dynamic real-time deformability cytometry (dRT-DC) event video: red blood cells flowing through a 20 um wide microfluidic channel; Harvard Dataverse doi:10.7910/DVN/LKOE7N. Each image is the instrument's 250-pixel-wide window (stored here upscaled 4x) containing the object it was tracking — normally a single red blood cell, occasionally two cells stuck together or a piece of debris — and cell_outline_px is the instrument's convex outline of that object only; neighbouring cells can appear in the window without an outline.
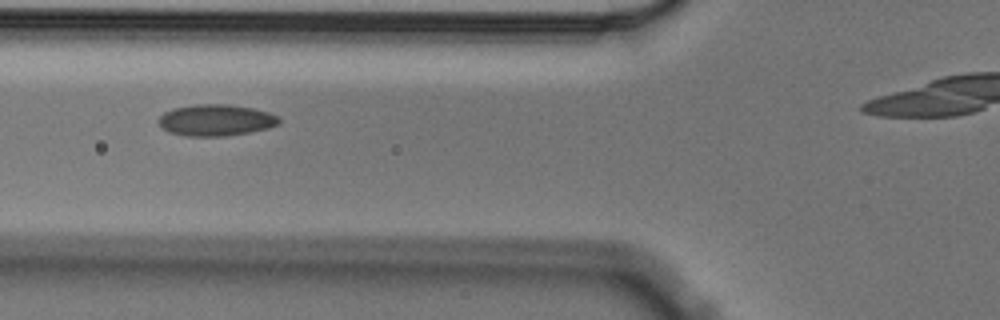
{"species": "Egyptian fruit bat (a non-hibernating species)", "species_latin": "Rousettus aegyptiacus", "temperature_condition": "cold", "stored_images_in_passage": 9, "camera_frame_rate_fps": 3000, "um_per_image_px": 0.085, "animal": {"sex": "male"}, "frame": {"image": 1, "passage_image": 6, "time_ms": 1.667, "image_size_px": [1000, 320], "cell_outline_px": [[280, 124], [268, 128], [228, 136], [184, 136], [168, 132], [160, 124], [160, 116], [164, 112], [172, 108], [196, 104], [228, 104], [252, 108], [268, 112], [280, 116]], "centroid_in_image_um": [18.37, 10.21], "position_along_channel_um": 107.4, "area_um2": 22.14}}
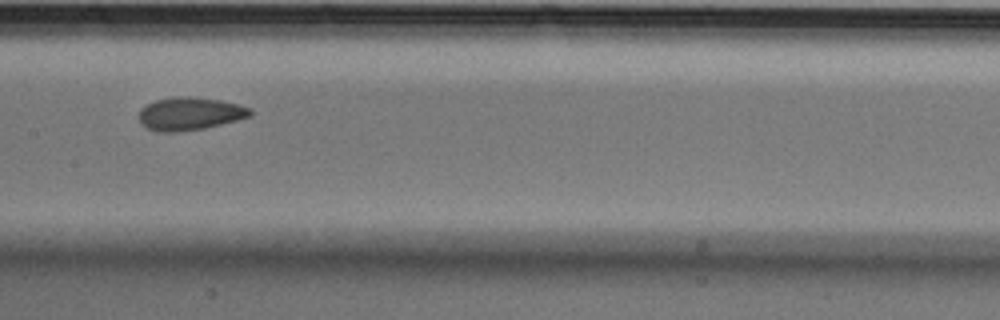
{"frame": {"image": 2, "passage_image": 8, "time_ms": 2.333, "image_size_px": [1000, 320], "cell_outline_px": [[252, 116], [204, 128], [176, 132], [160, 132], [148, 128], [140, 124], [140, 108], [156, 100], [176, 96], [196, 96], [220, 100], [252, 108]], "centroid_in_image_um": [16.14, 9.65], "position_along_channel_um": 191.3, "area_um2": 21.33}}
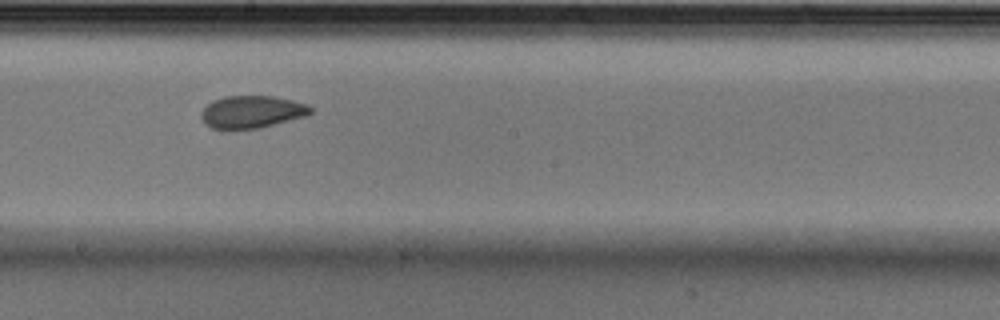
{"frame": {"image": 3, "passage_image": 9, "time_ms": 2.667, "image_size_px": [1000, 320], "cell_outline_px": [[312, 112], [308, 116], [260, 128], [212, 128], [204, 124], [200, 116], [204, 108], [212, 100], [224, 96], [276, 96], [308, 104], [312, 108]], "centroid_in_image_um": [21.44, 9.5], "position_along_channel_um": 226.8, "area_um2": 20.75}}